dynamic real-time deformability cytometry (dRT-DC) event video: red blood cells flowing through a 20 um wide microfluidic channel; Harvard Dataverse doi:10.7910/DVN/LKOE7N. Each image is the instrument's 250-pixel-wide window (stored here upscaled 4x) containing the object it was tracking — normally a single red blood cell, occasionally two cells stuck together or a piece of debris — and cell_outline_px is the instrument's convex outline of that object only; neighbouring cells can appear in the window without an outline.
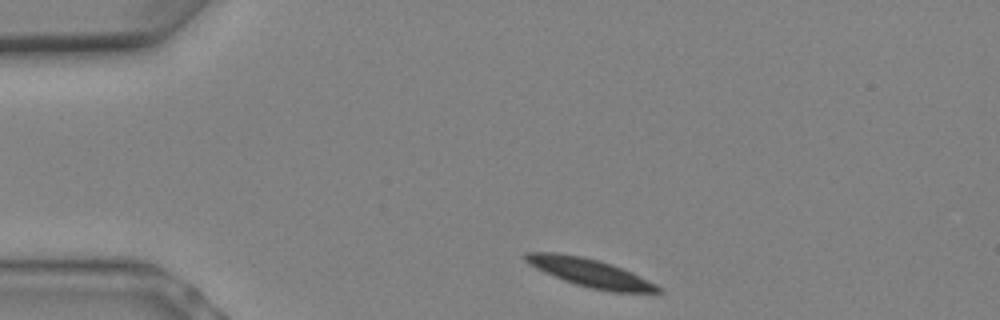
{"species": "Egyptian fruit bat (a non-hibernating species)", "species_latin": "Rousettus aegyptiacus", "temperature_condition": "warm", "stored_images_in_passage": 6, "camera_frame_rate_fps": 3000, "um_per_image_px": 0.085, "animal": {"sex": "female"}, "frame": {"image": 1, "passage_image": 1, "time_ms": 0.0, "image_size_px": [1000, 320], "cell_outline_px": [[664, 292], [612, 292], [588, 288], [564, 280], [544, 272], [528, 264], [524, 260], [524, 252], [560, 252], [600, 260], [612, 264], [632, 272], [664, 288]], "centroid_in_image_um": [50.16, 23.18], "position_along_channel_um": 34.8, "area_um2": 21.96}}
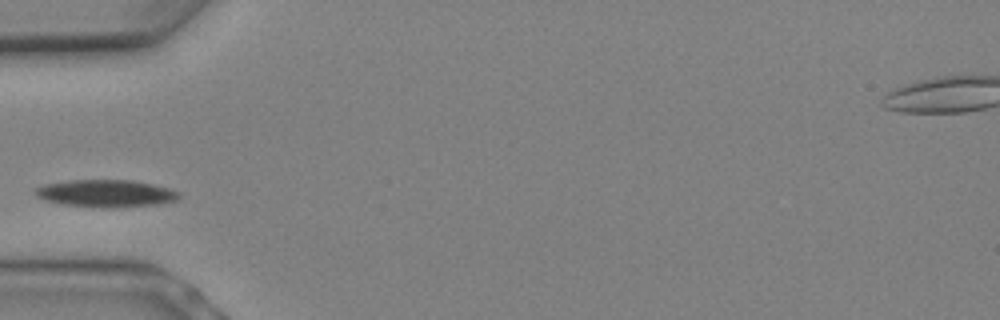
{"frame": {"image": 2, "passage_image": 4, "time_ms": 1.0, "image_size_px": [1000, 320], "cell_outline_px": [[180, 196], [176, 200], [160, 204], [112, 208], [104, 208], [64, 204], [44, 200], [36, 196], [32, 192], [32, 188], [44, 184], [68, 180], [132, 180], [152, 184], [168, 188], [180, 192]], "centroid_in_image_um": [8.95, 16.44], "position_along_channel_um": 76.0, "area_um2": 23.12}}